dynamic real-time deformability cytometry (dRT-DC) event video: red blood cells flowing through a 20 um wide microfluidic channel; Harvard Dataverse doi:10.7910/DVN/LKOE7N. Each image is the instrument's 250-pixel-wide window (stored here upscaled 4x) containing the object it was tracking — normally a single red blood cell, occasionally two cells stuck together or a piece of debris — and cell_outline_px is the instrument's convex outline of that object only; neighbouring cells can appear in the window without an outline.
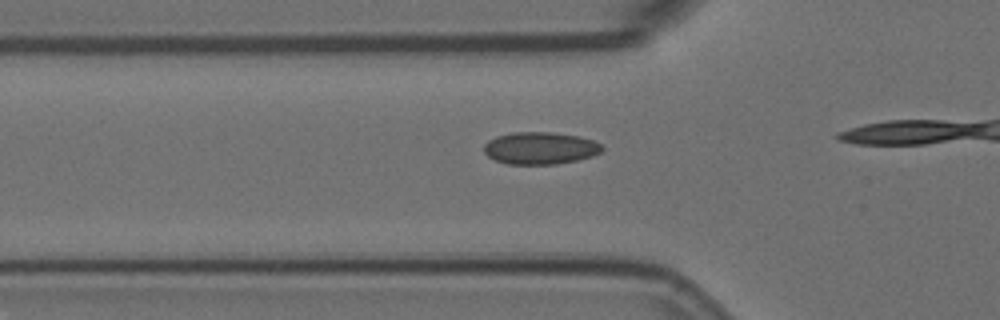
{"species": "Egyptian fruit bat (a non-hibernating species)", "species_latin": "Rousettus aegyptiacus", "temperature_condition": "room temperature", "stored_images_in_passage": 13, "camera_frame_rate_fps": 3000, "um_per_image_px": 0.085, "animal": {"sex": "female"}, "frame": {"image": 1, "passage_image": 8, "time_ms": 2.333, "image_size_px": [1000, 320], "cell_outline_px": [[604, 148], [600, 152], [592, 156], [576, 160], [556, 164], [508, 164], [496, 160], [488, 156], [484, 152], [484, 144], [488, 140], [496, 136], [512, 132], [552, 132], [580, 136], [592, 140], [600, 144]], "centroid_in_image_um": [45.9, 12.58], "position_along_channel_um": 79.9, "area_um2": 22.2}}
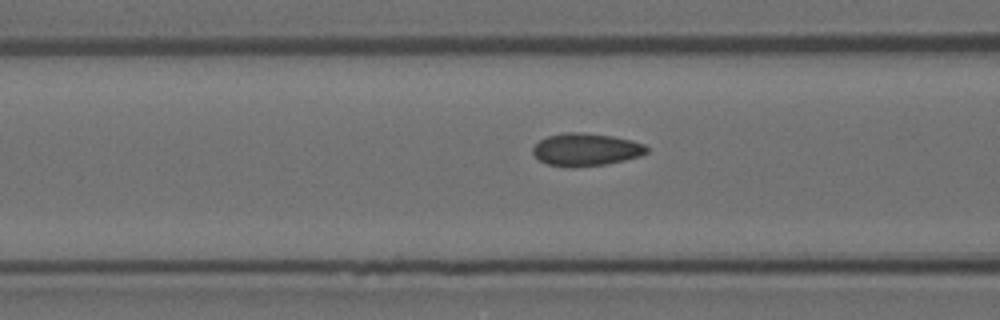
{"frame": {"image": 2, "passage_image": 11, "time_ms": 3.333, "image_size_px": [1000, 320], "cell_outline_px": [[648, 152], [640, 156], [624, 160], [604, 164], [572, 168], [548, 164], [540, 160], [532, 152], [532, 148], [540, 140], [548, 136], [564, 132], [576, 132], [612, 136], [632, 140], [644, 144], [648, 148]], "centroid_in_image_um": [49.81, 12.71], "position_along_channel_um": 116.8, "area_um2": 21.56}}